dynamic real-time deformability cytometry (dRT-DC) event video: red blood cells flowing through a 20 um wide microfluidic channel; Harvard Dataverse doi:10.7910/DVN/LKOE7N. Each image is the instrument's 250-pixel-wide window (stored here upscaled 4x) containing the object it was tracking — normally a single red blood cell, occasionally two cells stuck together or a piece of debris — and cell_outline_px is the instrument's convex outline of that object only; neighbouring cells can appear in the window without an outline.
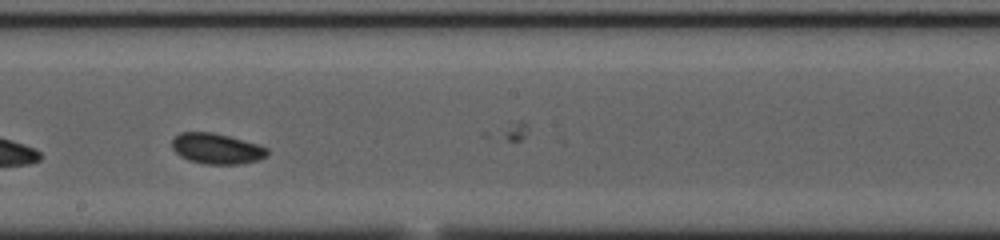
{"species": "common noctule bat (a hibernating species)", "species_latin": "Nyctalus noctula", "temperature_condition": "cold", "stored_images_in_passage": 38, "segment_of_instrument_passage": [2, 2], "camera_frame_rate_fps": 3000, "um_per_image_px": 0.085, "animal": {"sex": "female", "body_mass_g": 23.0, "forearm_length_mm": 53.4}, "frame": {"image": 1, "passage_image": 23, "time_ms": 7.333, "image_size_px": [1000, 240], "cell_outline_px": [[268, 156], [256, 160], [236, 164], [208, 164], [188, 160], [180, 156], [172, 148], [172, 140], [180, 132], [212, 132], [260, 144], [268, 148]], "centroid_in_image_um": [18.42, 12.62], "position_along_channel_um": 229.8, "area_um2": 16.94}}
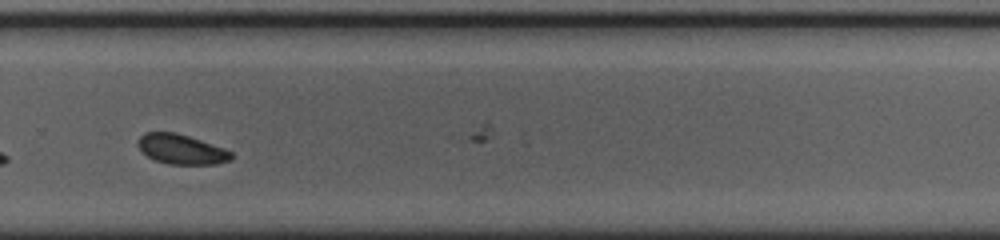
{"frame": {"image": 2, "passage_image": 30, "time_ms": 9.667, "image_size_px": [1000, 240], "cell_outline_px": [[232, 160], [216, 164], [168, 164], [156, 160], [148, 156], [140, 148], [140, 136], [144, 132], [176, 132], [224, 148], [232, 152]], "centroid_in_image_um": [15.46, 12.69], "position_along_channel_um": 314.3, "area_um2": 15.95}}
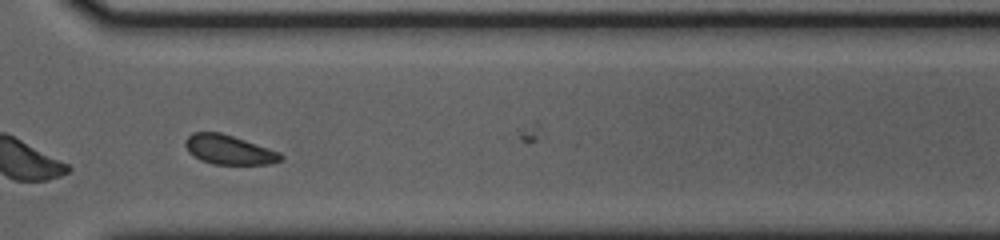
{"frame": {"image": 3, "passage_image": 33, "time_ms": 10.667, "image_size_px": [1000, 240], "cell_outline_px": [[284, 160], [272, 164], [212, 164], [200, 160], [188, 152], [184, 144], [184, 140], [192, 132], [220, 132], [280, 152], [284, 156]], "centroid_in_image_um": [19.45, 12.73], "position_along_channel_um": 351.1, "area_um2": 16.42}}